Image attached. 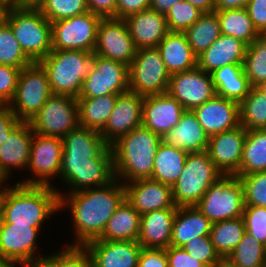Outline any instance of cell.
<instances>
[{
  "label": "cell",
  "instance_id": "cell-1",
  "mask_svg": "<svg viewBox=\"0 0 266 267\" xmlns=\"http://www.w3.org/2000/svg\"><path fill=\"white\" fill-rule=\"evenodd\" d=\"M62 139L60 182L53 187L58 193L101 187L115 179L111 147L99 131L79 126Z\"/></svg>",
  "mask_w": 266,
  "mask_h": 267
},
{
  "label": "cell",
  "instance_id": "cell-2",
  "mask_svg": "<svg viewBox=\"0 0 266 267\" xmlns=\"http://www.w3.org/2000/svg\"><path fill=\"white\" fill-rule=\"evenodd\" d=\"M59 195L60 213L69 211L73 225V240L67 245L85 246L102 235L107 221L125 199V187L115 178L105 186Z\"/></svg>",
  "mask_w": 266,
  "mask_h": 267
},
{
  "label": "cell",
  "instance_id": "cell-3",
  "mask_svg": "<svg viewBox=\"0 0 266 267\" xmlns=\"http://www.w3.org/2000/svg\"><path fill=\"white\" fill-rule=\"evenodd\" d=\"M56 213H60V195L52 186L16 182L5 189L1 218L6 223L44 227Z\"/></svg>",
  "mask_w": 266,
  "mask_h": 267
},
{
  "label": "cell",
  "instance_id": "cell-4",
  "mask_svg": "<svg viewBox=\"0 0 266 267\" xmlns=\"http://www.w3.org/2000/svg\"><path fill=\"white\" fill-rule=\"evenodd\" d=\"M162 137L143 125L122 136L111 147L115 178L123 184L152 177L154 158Z\"/></svg>",
  "mask_w": 266,
  "mask_h": 267
},
{
  "label": "cell",
  "instance_id": "cell-5",
  "mask_svg": "<svg viewBox=\"0 0 266 267\" xmlns=\"http://www.w3.org/2000/svg\"><path fill=\"white\" fill-rule=\"evenodd\" d=\"M94 53L82 50H52L39 63L45 69L53 94L78 98L93 65Z\"/></svg>",
  "mask_w": 266,
  "mask_h": 267
},
{
  "label": "cell",
  "instance_id": "cell-6",
  "mask_svg": "<svg viewBox=\"0 0 266 267\" xmlns=\"http://www.w3.org/2000/svg\"><path fill=\"white\" fill-rule=\"evenodd\" d=\"M5 22L33 62H39L52 51L51 22L39 9L9 6Z\"/></svg>",
  "mask_w": 266,
  "mask_h": 267
},
{
  "label": "cell",
  "instance_id": "cell-7",
  "mask_svg": "<svg viewBox=\"0 0 266 267\" xmlns=\"http://www.w3.org/2000/svg\"><path fill=\"white\" fill-rule=\"evenodd\" d=\"M222 176L206 150L188 152L183 170L171 187L176 207L195 206Z\"/></svg>",
  "mask_w": 266,
  "mask_h": 267
},
{
  "label": "cell",
  "instance_id": "cell-8",
  "mask_svg": "<svg viewBox=\"0 0 266 267\" xmlns=\"http://www.w3.org/2000/svg\"><path fill=\"white\" fill-rule=\"evenodd\" d=\"M195 206L212 223L242 217L245 206L242 182L234 175H223Z\"/></svg>",
  "mask_w": 266,
  "mask_h": 267
},
{
  "label": "cell",
  "instance_id": "cell-9",
  "mask_svg": "<svg viewBox=\"0 0 266 267\" xmlns=\"http://www.w3.org/2000/svg\"><path fill=\"white\" fill-rule=\"evenodd\" d=\"M47 72L39 62L22 68L9 108L20 121L29 122L52 95Z\"/></svg>",
  "mask_w": 266,
  "mask_h": 267
},
{
  "label": "cell",
  "instance_id": "cell-10",
  "mask_svg": "<svg viewBox=\"0 0 266 267\" xmlns=\"http://www.w3.org/2000/svg\"><path fill=\"white\" fill-rule=\"evenodd\" d=\"M62 152V138L34 133L29 165L26 169L27 173H30L25 176L26 178L22 175L19 181H14L25 185L55 187L57 184L54 179H59Z\"/></svg>",
  "mask_w": 266,
  "mask_h": 267
},
{
  "label": "cell",
  "instance_id": "cell-11",
  "mask_svg": "<svg viewBox=\"0 0 266 267\" xmlns=\"http://www.w3.org/2000/svg\"><path fill=\"white\" fill-rule=\"evenodd\" d=\"M170 76L157 48L137 49L129 66V91L142 96L167 93Z\"/></svg>",
  "mask_w": 266,
  "mask_h": 267
},
{
  "label": "cell",
  "instance_id": "cell-12",
  "mask_svg": "<svg viewBox=\"0 0 266 267\" xmlns=\"http://www.w3.org/2000/svg\"><path fill=\"white\" fill-rule=\"evenodd\" d=\"M29 123L34 133L63 138L80 126L77 98L52 94Z\"/></svg>",
  "mask_w": 266,
  "mask_h": 267
},
{
  "label": "cell",
  "instance_id": "cell-13",
  "mask_svg": "<svg viewBox=\"0 0 266 267\" xmlns=\"http://www.w3.org/2000/svg\"><path fill=\"white\" fill-rule=\"evenodd\" d=\"M101 18L88 11L51 23L52 50H82L93 53Z\"/></svg>",
  "mask_w": 266,
  "mask_h": 267
},
{
  "label": "cell",
  "instance_id": "cell-14",
  "mask_svg": "<svg viewBox=\"0 0 266 267\" xmlns=\"http://www.w3.org/2000/svg\"><path fill=\"white\" fill-rule=\"evenodd\" d=\"M129 91V66L94 54L78 98H96Z\"/></svg>",
  "mask_w": 266,
  "mask_h": 267
},
{
  "label": "cell",
  "instance_id": "cell-15",
  "mask_svg": "<svg viewBox=\"0 0 266 267\" xmlns=\"http://www.w3.org/2000/svg\"><path fill=\"white\" fill-rule=\"evenodd\" d=\"M95 55L130 66L137 48L124 19H101L97 28Z\"/></svg>",
  "mask_w": 266,
  "mask_h": 267
},
{
  "label": "cell",
  "instance_id": "cell-16",
  "mask_svg": "<svg viewBox=\"0 0 266 267\" xmlns=\"http://www.w3.org/2000/svg\"><path fill=\"white\" fill-rule=\"evenodd\" d=\"M167 93L185 110H194L216 95L211 74L198 66L171 74Z\"/></svg>",
  "mask_w": 266,
  "mask_h": 267
},
{
  "label": "cell",
  "instance_id": "cell-17",
  "mask_svg": "<svg viewBox=\"0 0 266 267\" xmlns=\"http://www.w3.org/2000/svg\"><path fill=\"white\" fill-rule=\"evenodd\" d=\"M43 228L6 223L0 218V257L20 265L36 256L47 254L40 253L42 249L38 245L40 243H37Z\"/></svg>",
  "mask_w": 266,
  "mask_h": 267
},
{
  "label": "cell",
  "instance_id": "cell-18",
  "mask_svg": "<svg viewBox=\"0 0 266 267\" xmlns=\"http://www.w3.org/2000/svg\"><path fill=\"white\" fill-rule=\"evenodd\" d=\"M246 135L247 130L240 124L231 130L209 136L206 151L223 175L239 176Z\"/></svg>",
  "mask_w": 266,
  "mask_h": 267
},
{
  "label": "cell",
  "instance_id": "cell-19",
  "mask_svg": "<svg viewBox=\"0 0 266 267\" xmlns=\"http://www.w3.org/2000/svg\"><path fill=\"white\" fill-rule=\"evenodd\" d=\"M144 96L131 91L118 95L114 109L100 132L102 138L111 146L122 136L142 125Z\"/></svg>",
  "mask_w": 266,
  "mask_h": 267
},
{
  "label": "cell",
  "instance_id": "cell-20",
  "mask_svg": "<svg viewBox=\"0 0 266 267\" xmlns=\"http://www.w3.org/2000/svg\"><path fill=\"white\" fill-rule=\"evenodd\" d=\"M124 187L125 198L140 215L159 209H177L170 185L147 178L125 183Z\"/></svg>",
  "mask_w": 266,
  "mask_h": 267
},
{
  "label": "cell",
  "instance_id": "cell-21",
  "mask_svg": "<svg viewBox=\"0 0 266 267\" xmlns=\"http://www.w3.org/2000/svg\"><path fill=\"white\" fill-rule=\"evenodd\" d=\"M184 111L168 93L147 95L143 99L142 125L163 137L180 121Z\"/></svg>",
  "mask_w": 266,
  "mask_h": 267
},
{
  "label": "cell",
  "instance_id": "cell-22",
  "mask_svg": "<svg viewBox=\"0 0 266 267\" xmlns=\"http://www.w3.org/2000/svg\"><path fill=\"white\" fill-rule=\"evenodd\" d=\"M93 267H138L142 246L137 241L96 239L85 245Z\"/></svg>",
  "mask_w": 266,
  "mask_h": 267
},
{
  "label": "cell",
  "instance_id": "cell-23",
  "mask_svg": "<svg viewBox=\"0 0 266 267\" xmlns=\"http://www.w3.org/2000/svg\"><path fill=\"white\" fill-rule=\"evenodd\" d=\"M193 112L209 136L240 125L239 103L218 95L196 107Z\"/></svg>",
  "mask_w": 266,
  "mask_h": 267
},
{
  "label": "cell",
  "instance_id": "cell-24",
  "mask_svg": "<svg viewBox=\"0 0 266 267\" xmlns=\"http://www.w3.org/2000/svg\"><path fill=\"white\" fill-rule=\"evenodd\" d=\"M34 132L29 122L20 121L8 134V138L0 145V161L4 170L12 177L14 172L25 173L29 165V157ZM14 171V172H13ZM20 171V172H18Z\"/></svg>",
  "mask_w": 266,
  "mask_h": 267
},
{
  "label": "cell",
  "instance_id": "cell-25",
  "mask_svg": "<svg viewBox=\"0 0 266 267\" xmlns=\"http://www.w3.org/2000/svg\"><path fill=\"white\" fill-rule=\"evenodd\" d=\"M124 20L137 49L157 48L170 32L165 15L150 8L131 14Z\"/></svg>",
  "mask_w": 266,
  "mask_h": 267
},
{
  "label": "cell",
  "instance_id": "cell-26",
  "mask_svg": "<svg viewBox=\"0 0 266 267\" xmlns=\"http://www.w3.org/2000/svg\"><path fill=\"white\" fill-rule=\"evenodd\" d=\"M176 210L159 209L141 215L137 242L147 249L168 248L171 245Z\"/></svg>",
  "mask_w": 266,
  "mask_h": 267
},
{
  "label": "cell",
  "instance_id": "cell-27",
  "mask_svg": "<svg viewBox=\"0 0 266 267\" xmlns=\"http://www.w3.org/2000/svg\"><path fill=\"white\" fill-rule=\"evenodd\" d=\"M162 142L187 152H201L207 149L209 135L193 110H185L180 121L162 137Z\"/></svg>",
  "mask_w": 266,
  "mask_h": 267
},
{
  "label": "cell",
  "instance_id": "cell-28",
  "mask_svg": "<svg viewBox=\"0 0 266 267\" xmlns=\"http://www.w3.org/2000/svg\"><path fill=\"white\" fill-rule=\"evenodd\" d=\"M247 45L233 36L220 37L197 58V66L207 73L229 64H243Z\"/></svg>",
  "mask_w": 266,
  "mask_h": 267
},
{
  "label": "cell",
  "instance_id": "cell-29",
  "mask_svg": "<svg viewBox=\"0 0 266 267\" xmlns=\"http://www.w3.org/2000/svg\"><path fill=\"white\" fill-rule=\"evenodd\" d=\"M157 49L170 75L197 67L198 57L190 47L184 32H169Z\"/></svg>",
  "mask_w": 266,
  "mask_h": 267
},
{
  "label": "cell",
  "instance_id": "cell-30",
  "mask_svg": "<svg viewBox=\"0 0 266 267\" xmlns=\"http://www.w3.org/2000/svg\"><path fill=\"white\" fill-rule=\"evenodd\" d=\"M212 222L196 206L177 207L171 246L182 247L195 237L210 235Z\"/></svg>",
  "mask_w": 266,
  "mask_h": 267
},
{
  "label": "cell",
  "instance_id": "cell-31",
  "mask_svg": "<svg viewBox=\"0 0 266 267\" xmlns=\"http://www.w3.org/2000/svg\"><path fill=\"white\" fill-rule=\"evenodd\" d=\"M138 211L125 198L107 221L98 239L111 241H137L140 233Z\"/></svg>",
  "mask_w": 266,
  "mask_h": 267
},
{
  "label": "cell",
  "instance_id": "cell-32",
  "mask_svg": "<svg viewBox=\"0 0 266 267\" xmlns=\"http://www.w3.org/2000/svg\"><path fill=\"white\" fill-rule=\"evenodd\" d=\"M211 74L216 95L241 103L252 88L245 76L243 64H229Z\"/></svg>",
  "mask_w": 266,
  "mask_h": 267
},
{
  "label": "cell",
  "instance_id": "cell-33",
  "mask_svg": "<svg viewBox=\"0 0 266 267\" xmlns=\"http://www.w3.org/2000/svg\"><path fill=\"white\" fill-rule=\"evenodd\" d=\"M119 94L96 98H77L79 125L101 132L115 107Z\"/></svg>",
  "mask_w": 266,
  "mask_h": 267
},
{
  "label": "cell",
  "instance_id": "cell-34",
  "mask_svg": "<svg viewBox=\"0 0 266 267\" xmlns=\"http://www.w3.org/2000/svg\"><path fill=\"white\" fill-rule=\"evenodd\" d=\"M187 155V151L161 142L154 158L151 179L172 187L183 170Z\"/></svg>",
  "mask_w": 266,
  "mask_h": 267
},
{
  "label": "cell",
  "instance_id": "cell-35",
  "mask_svg": "<svg viewBox=\"0 0 266 267\" xmlns=\"http://www.w3.org/2000/svg\"><path fill=\"white\" fill-rule=\"evenodd\" d=\"M243 217L212 223L210 238L220 258H228L245 234Z\"/></svg>",
  "mask_w": 266,
  "mask_h": 267
},
{
  "label": "cell",
  "instance_id": "cell-36",
  "mask_svg": "<svg viewBox=\"0 0 266 267\" xmlns=\"http://www.w3.org/2000/svg\"><path fill=\"white\" fill-rule=\"evenodd\" d=\"M221 34L233 36L247 46L259 35L254 28L246 8L215 10Z\"/></svg>",
  "mask_w": 266,
  "mask_h": 267
},
{
  "label": "cell",
  "instance_id": "cell-37",
  "mask_svg": "<svg viewBox=\"0 0 266 267\" xmlns=\"http://www.w3.org/2000/svg\"><path fill=\"white\" fill-rule=\"evenodd\" d=\"M266 171V129L247 130L239 175Z\"/></svg>",
  "mask_w": 266,
  "mask_h": 267
},
{
  "label": "cell",
  "instance_id": "cell-38",
  "mask_svg": "<svg viewBox=\"0 0 266 267\" xmlns=\"http://www.w3.org/2000/svg\"><path fill=\"white\" fill-rule=\"evenodd\" d=\"M188 43L198 57L208 49L221 35L217 13H203L185 32Z\"/></svg>",
  "mask_w": 266,
  "mask_h": 267
},
{
  "label": "cell",
  "instance_id": "cell-39",
  "mask_svg": "<svg viewBox=\"0 0 266 267\" xmlns=\"http://www.w3.org/2000/svg\"><path fill=\"white\" fill-rule=\"evenodd\" d=\"M243 69L252 87L266 80V34H259L247 46Z\"/></svg>",
  "mask_w": 266,
  "mask_h": 267
},
{
  "label": "cell",
  "instance_id": "cell-40",
  "mask_svg": "<svg viewBox=\"0 0 266 267\" xmlns=\"http://www.w3.org/2000/svg\"><path fill=\"white\" fill-rule=\"evenodd\" d=\"M240 124L246 130L266 129V96L252 87L239 104Z\"/></svg>",
  "mask_w": 266,
  "mask_h": 267
},
{
  "label": "cell",
  "instance_id": "cell-41",
  "mask_svg": "<svg viewBox=\"0 0 266 267\" xmlns=\"http://www.w3.org/2000/svg\"><path fill=\"white\" fill-rule=\"evenodd\" d=\"M228 259L237 267H264L266 265V247L254 236L245 232Z\"/></svg>",
  "mask_w": 266,
  "mask_h": 267
},
{
  "label": "cell",
  "instance_id": "cell-42",
  "mask_svg": "<svg viewBox=\"0 0 266 267\" xmlns=\"http://www.w3.org/2000/svg\"><path fill=\"white\" fill-rule=\"evenodd\" d=\"M33 61L24 53L10 26L4 21L0 25V64L22 69Z\"/></svg>",
  "mask_w": 266,
  "mask_h": 267
},
{
  "label": "cell",
  "instance_id": "cell-43",
  "mask_svg": "<svg viewBox=\"0 0 266 267\" xmlns=\"http://www.w3.org/2000/svg\"><path fill=\"white\" fill-rule=\"evenodd\" d=\"M203 14L188 1L182 0L172 6L166 13V21L170 32H185Z\"/></svg>",
  "mask_w": 266,
  "mask_h": 267
},
{
  "label": "cell",
  "instance_id": "cell-44",
  "mask_svg": "<svg viewBox=\"0 0 266 267\" xmlns=\"http://www.w3.org/2000/svg\"><path fill=\"white\" fill-rule=\"evenodd\" d=\"M39 10L51 23L89 11L86 0H46Z\"/></svg>",
  "mask_w": 266,
  "mask_h": 267
},
{
  "label": "cell",
  "instance_id": "cell-45",
  "mask_svg": "<svg viewBox=\"0 0 266 267\" xmlns=\"http://www.w3.org/2000/svg\"><path fill=\"white\" fill-rule=\"evenodd\" d=\"M237 177L243 185L245 205L266 207V171Z\"/></svg>",
  "mask_w": 266,
  "mask_h": 267
},
{
  "label": "cell",
  "instance_id": "cell-46",
  "mask_svg": "<svg viewBox=\"0 0 266 267\" xmlns=\"http://www.w3.org/2000/svg\"><path fill=\"white\" fill-rule=\"evenodd\" d=\"M242 217L246 232L266 247V207L245 205Z\"/></svg>",
  "mask_w": 266,
  "mask_h": 267
},
{
  "label": "cell",
  "instance_id": "cell-47",
  "mask_svg": "<svg viewBox=\"0 0 266 267\" xmlns=\"http://www.w3.org/2000/svg\"><path fill=\"white\" fill-rule=\"evenodd\" d=\"M182 248L206 267H213L221 259L214 249L210 235L195 237Z\"/></svg>",
  "mask_w": 266,
  "mask_h": 267
},
{
  "label": "cell",
  "instance_id": "cell-48",
  "mask_svg": "<svg viewBox=\"0 0 266 267\" xmlns=\"http://www.w3.org/2000/svg\"><path fill=\"white\" fill-rule=\"evenodd\" d=\"M66 246V247H65ZM58 267H93L85 246L64 245L58 250Z\"/></svg>",
  "mask_w": 266,
  "mask_h": 267
},
{
  "label": "cell",
  "instance_id": "cell-49",
  "mask_svg": "<svg viewBox=\"0 0 266 267\" xmlns=\"http://www.w3.org/2000/svg\"><path fill=\"white\" fill-rule=\"evenodd\" d=\"M22 69L0 64V96L8 103L15 96L18 78Z\"/></svg>",
  "mask_w": 266,
  "mask_h": 267
},
{
  "label": "cell",
  "instance_id": "cell-50",
  "mask_svg": "<svg viewBox=\"0 0 266 267\" xmlns=\"http://www.w3.org/2000/svg\"><path fill=\"white\" fill-rule=\"evenodd\" d=\"M165 251L169 267H206L182 247H174L170 245Z\"/></svg>",
  "mask_w": 266,
  "mask_h": 267
},
{
  "label": "cell",
  "instance_id": "cell-51",
  "mask_svg": "<svg viewBox=\"0 0 266 267\" xmlns=\"http://www.w3.org/2000/svg\"><path fill=\"white\" fill-rule=\"evenodd\" d=\"M246 9L257 32L266 34V0H250Z\"/></svg>",
  "mask_w": 266,
  "mask_h": 267
},
{
  "label": "cell",
  "instance_id": "cell-52",
  "mask_svg": "<svg viewBox=\"0 0 266 267\" xmlns=\"http://www.w3.org/2000/svg\"><path fill=\"white\" fill-rule=\"evenodd\" d=\"M138 267H169L165 249L142 248Z\"/></svg>",
  "mask_w": 266,
  "mask_h": 267
},
{
  "label": "cell",
  "instance_id": "cell-53",
  "mask_svg": "<svg viewBox=\"0 0 266 267\" xmlns=\"http://www.w3.org/2000/svg\"><path fill=\"white\" fill-rule=\"evenodd\" d=\"M151 0H117L116 18L125 19L127 16L150 8Z\"/></svg>",
  "mask_w": 266,
  "mask_h": 267
},
{
  "label": "cell",
  "instance_id": "cell-54",
  "mask_svg": "<svg viewBox=\"0 0 266 267\" xmlns=\"http://www.w3.org/2000/svg\"><path fill=\"white\" fill-rule=\"evenodd\" d=\"M88 10L101 19L116 18L117 0H86Z\"/></svg>",
  "mask_w": 266,
  "mask_h": 267
},
{
  "label": "cell",
  "instance_id": "cell-55",
  "mask_svg": "<svg viewBox=\"0 0 266 267\" xmlns=\"http://www.w3.org/2000/svg\"><path fill=\"white\" fill-rule=\"evenodd\" d=\"M20 122L8 107L0 112V145L8 138L9 132Z\"/></svg>",
  "mask_w": 266,
  "mask_h": 267
},
{
  "label": "cell",
  "instance_id": "cell-56",
  "mask_svg": "<svg viewBox=\"0 0 266 267\" xmlns=\"http://www.w3.org/2000/svg\"><path fill=\"white\" fill-rule=\"evenodd\" d=\"M19 267H58V250L56 252H49L47 255L36 256L31 260L23 262Z\"/></svg>",
  "mask_w": 266,
  "mask_h": 267
},
{
  "label": "cell",
  "instance_id": "cell-57",
  "mask_svg": "<svg viewBox=\"0 0 266 267\" xmlns=\"http://www.w3.org/2000/svg\"><path fill=\"white\" fill-rule=\"evenodd\" d=\"M250 0H215V10L246 8Z\"/></svg>",
  "mask_w": 266,
  "mask_h": 267
},
{
  "label": "cell",
  "instance_id": "cell-58",
  "mask_svg": "<svg viewBox=\"0 0 266 267\" xmlns=\"http://www.w3.org/2000/svg\"><path fill=\"white\" fill-rule=\"evenodd\" d=\"M182 0H151L150 9L166 15L168 10Z\"/></svg>",
  "mask_w": 266,
  "mask_h": 267
},
{
  "label": "cell",
  "instance_id": "cell-59",
  "mask_svg": "<svg viewBox=\"0 0 266 267\" xmlns=\"http://www.w3.org/2000/svg\"><path fill=\"white\" fill-rule=\"evenodd\" d=\"M203 13L215 11V0H186Z\"/></svg>",
  "mask_w": 266,
  "mask_h": 267
},
{
  "label": "cell",
  "instance_id": "cell-60",
  "mask_svg": "<svg viewBox=\"0 0 266 267\" xmlns=\"http://www.w3.org/2000/svg\"><path fill=\"white\" fill-rule=\"evenodd\" d=\"M46 0H18L14 5L24 9H40Z\"/></svg>",
  "mask_w": 266,
  "mask_h": 267
},
{
  "label": "cell",
  "instance_id": "cell-61",
  "mask_svg": "<svg viewBox=\"0 0 266 267\" xmlns=\"http://www.w3.org/2000/svg\"><path fill=\"white\" fill-rule=\"evenodd\" d=\"M13 179L3 168L1 161H0V187L7 188L10 186V184H14V182L9 183L10 180L13 181ZM8 184V185H7Z\"/></svg>",
  "mask_w": 266,
  "mask_h": 267
},
{
  "label": "cell",
  "instance_id": "cell-62",
  "mask_svg": "<svg viewBox=\"0 0 266 267\" xmlns=\"http://www.w3.org/2000/svg\"><path fill=\"white\" fill-rule=\"evenodd\" d=\"M8 7L9 5L5 1L0 0V25L5 21Z\"/></svg>",
  "mask_w": 266,
  "mask_h": 267
},
{
  "label": "cell",
  "instance_id": "cell-63",
  "mask_svg": "<svg viewBox=\"0 0 266 267\" xmlns=\"http://www.w3.org/2000/svg\"><path fill=\"white\" fill-rule=\"evenodd\" d=\"M213 267H237L228 258H221Z\"/></svg>",
  "mask_w": 266,
  "mask_h": 267
},
{
  "label": "cell",
  "instance_id": "cell-64",
  "mask_svg": "<svg viewBox=\"0 0 266 267\" xmlns=\"http://www.w3.org/2000/svg\"><path fill=\"white\" fill-rule=\"evenodd\" d=\"M19 265L12 260L0 257V267H18Z\"/></svg>",
  "mask_w": 266,
  "mask_h": 267
},
{
  "label": "cell",
  "instance_id": "cell-65",
  "mask_svg": "<svg viewBox=\"0 0 266 267\" xmlns=\"http://www.w3.org/2000/svg\"><path fill=\"white\" fill-rule=\"evenodd\" d=\"M255 88L266 96V80L255 86Z\"/></svg>",
  "mask_w": 266,
  "mask_h": 267
},
{
  "label": "cell",
  "instance_id": "cell-66",
  "mask_svg": "<svg viewBox=\"0 0 266 267\" xmlns=\"http://www.w3.org/2000/svg\"><path fill=\"white\" fill-rule=\"evenodd\" d=\"M9 107V103L0 96V112L6 110Z\"/></svg>",
  "mask_w": 266,
  "mask_h": 267
},
{
  "label": "cell",
  "instance_id": "cell-67",
  "mask_svg": "<svg viewBox=\"0 0 266 267\" xmlns=\"http://www.w3.org/2000/svg\"><path fill=\"white\" fill-rule=\"evenodd\" d=\"M5 189L4 187H0V218H1V209H2V199L5 193Z\"/></svg>",
  "mask_w": 266,
  "mask_h": 267
},
{
  "label": "cell",
  "instance_id": "cell-68",
  "mask_svg": "<svg viewBox=\"0 0 266 267\" xmlns=\"http://www.w3.org/2000/svg\"><path fill=\"white\" fill-rule=\"evenodd\" d=\"M5 1L9 6H14L18 0H3Z\"/></svg>",
  "mask_w": 266,
  "mask_h": 267
}]
</instances>
